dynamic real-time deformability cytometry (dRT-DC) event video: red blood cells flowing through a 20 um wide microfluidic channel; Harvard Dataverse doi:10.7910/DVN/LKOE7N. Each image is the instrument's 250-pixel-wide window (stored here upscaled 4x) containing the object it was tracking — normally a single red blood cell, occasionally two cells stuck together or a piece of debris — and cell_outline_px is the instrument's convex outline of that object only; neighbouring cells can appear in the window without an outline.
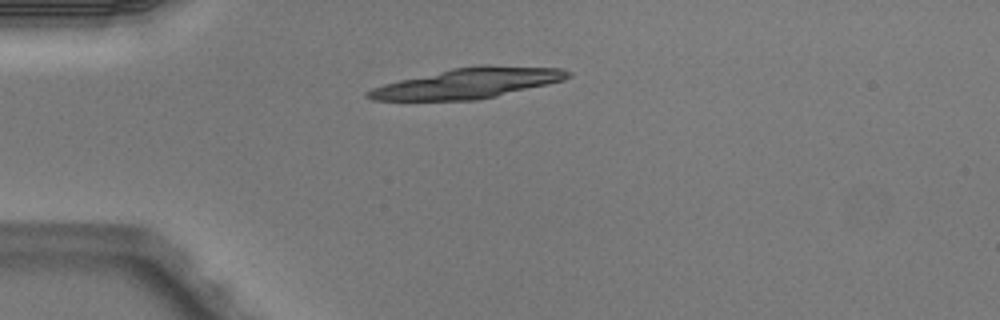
{"species": "Egyptian fruit bat (a non-hibernating species)", "species_latin": "Rousettus aegyptiacus", "temperature_condition": "warm", "stored_images_in_passage": 1, "camera_frame_rate_fps": 3000, "um_per_image_px": 0.085, "animal": {"sex": "male"}, "frame": {"image": 1, "passage_image": 1, "time_ms": 0.0, "image_size_px": [1000, 320], "cell_outline_px": [[572, 76], [564, 80], [548, 84], [496, 96], [476, 100], [372, 100], [364, 96], [364, 92], [372, 88], [384, 84], [400, 80], [452, 68], [480, 64], [488, 64], [564, 68], [572, 72]], "centroid_in_image_um": [39.83, 7.05], "position_along_channel_um": 45.2, "area_um2": 35.49}}